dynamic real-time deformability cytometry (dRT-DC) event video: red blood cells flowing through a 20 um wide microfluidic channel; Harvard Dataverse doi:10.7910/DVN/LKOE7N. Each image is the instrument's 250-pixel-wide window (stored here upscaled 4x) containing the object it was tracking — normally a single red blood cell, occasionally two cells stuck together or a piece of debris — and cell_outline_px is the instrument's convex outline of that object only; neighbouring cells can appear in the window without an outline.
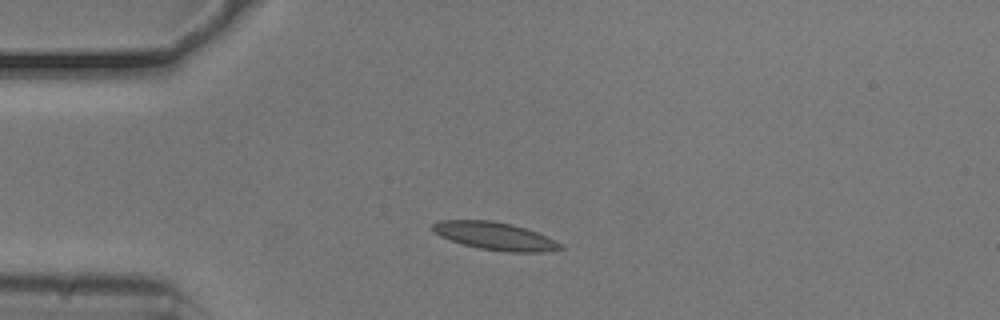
{"species": "common noctule bat (a hibernating species)", "species_latin": "Nyctalus noctula", "temperature_condition": "cold", "stored_images_in_passage": 40, "camera_frame_rate_fps": 3000, "um_per_image_px": 0.085, "animal": {"sex": "male", "body_mass_g": 20.5, "forearm_length_mm": 52.5}, "frame": {"image": 1, "passage_image": 8, "time_ms": 2.333, "image_size_px": [1000, 320], "cell_outline_px": [[564, 248], [544, 252], [508, 252], [480, 248], [464, 244], [440, 236], [432, 232], [432, 224], [440, 220], [492, 220], [512, 224], [536, 232], [560, 244]], "centroid_in_image_um": [42.02, 20.05], "position_along_channel_um": 43.0, "area_um2": 20.35}}
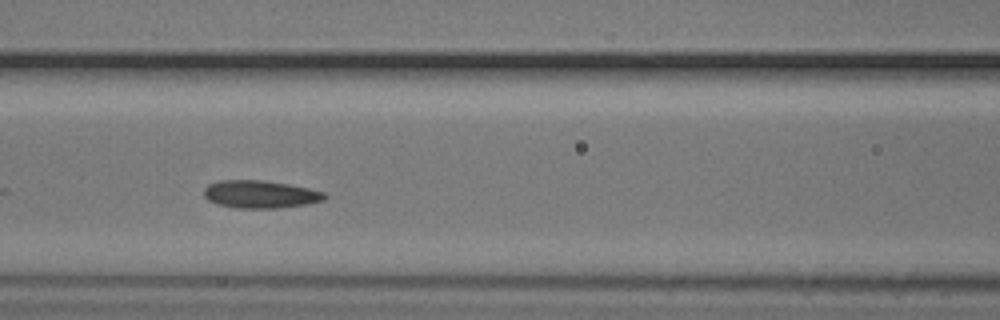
{"frame": {"image": 2, "passage_image": 18, "time_ms": 5.667, "image_size_px": [1000, 320], "cell_outline_px": [[328, 196], [324, 200], [304, 204], [276, 208], [236, 208], [216, 204], [208, 200], [204, 196], [204, 188], [208, 184], [220, 180], [264, 180], [288, 184], [308, 188], [324, 192]], "centroid_in_image_um": [22.09, 16.51], "position_along_channel_um": 144.5, "area_um2": 19.48}}
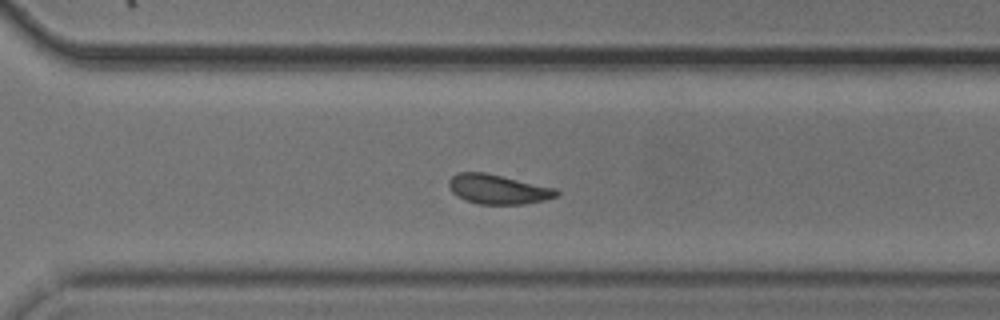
{"frame": {"image": 3, "passage_image": 33, "time_ms": 10.667, "image_size_px": [1000, 320], "cell_outline_px": [[560, 196], [544, 200], [524, 204], [480, 204], [464, 200], [456, 196], [452, 192], [448, 184], [448, 180], [456, 172], [484, 172], [556, 188], [560, 192]], "centroid_in_image_um": [42.33, 16.09], "position_along_channel_um": 328.3, "area_um2": 18.67}, "authors_computed_cell_mechanics": {"area_um2": 19.2763, "velocity_mm_per_s": 3.6824, "shape_relaxation_time_tau1_ms": 2.4144, "shape_relaxation_time_tau2_ms": 1.9397, "deformation_change_tau1": 0.089, "deformation_change_tau2": 0.0746}}